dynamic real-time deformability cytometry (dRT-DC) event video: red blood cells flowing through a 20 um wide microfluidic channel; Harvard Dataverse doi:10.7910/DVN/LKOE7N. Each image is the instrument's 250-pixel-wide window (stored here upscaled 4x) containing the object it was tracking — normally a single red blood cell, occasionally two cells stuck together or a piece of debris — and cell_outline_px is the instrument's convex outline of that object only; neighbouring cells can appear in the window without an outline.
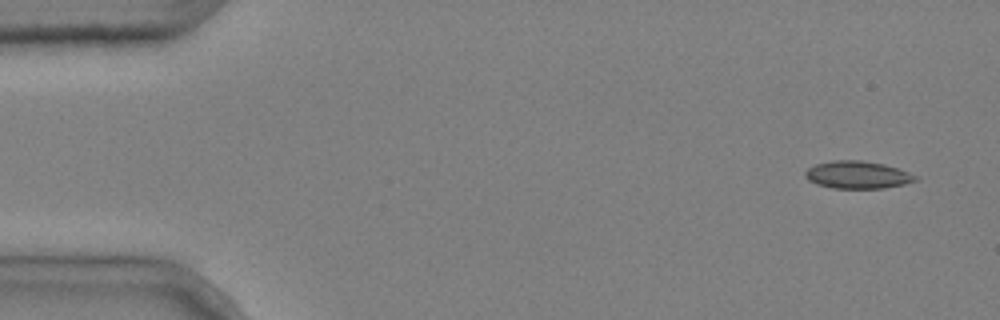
{"species": "common noctule bat (a hibernating species)", "species_latin": "Nyctalus noctula", "temperature_condition": "cold", "stored_images_in_passage": 5, "camera_frame_rate_fps": 3000, "um_per_image_px": 0.085, "animal": {"sex": "male", "body_mass_g": 20.4}, "frame": {"image": 1, "passage_image": 1, "time_ms": 0.0, "image_size_px": [1000, 320], "cell_outline_px": [[916, 180], [904, 184], [884, 188], [832, 188], [816, 184], [808, 180], [804, 176], [804, 172], [808, 168], [816, 164], [836, 160], [860, 160], [884, 164], [908, 172], [916, 176]], "centroid_in_image_um": [72.84, 14.86], "position_along_channel_um": 12.2, "area_um2": 17.51}}
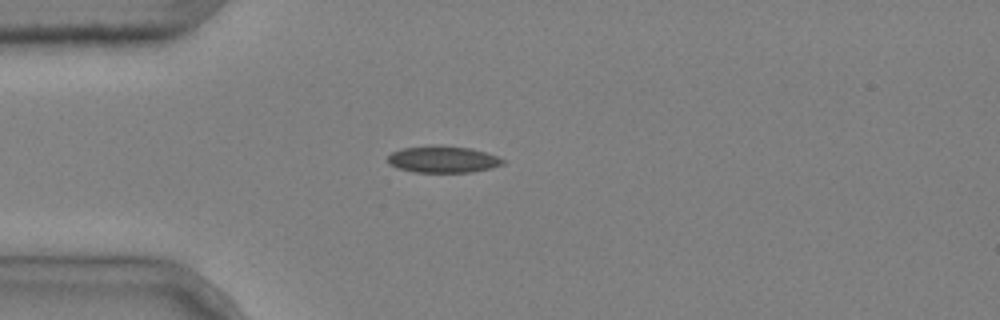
{"frame": {"image": 2, "passage_image": 4, "time_ms": 1.0, "image_size_px": [1000, 320], "cell_outline_px": [[504, 164], [492, 168], [472, 172], [412, 172], [396, 168], [388, 164], [388, 156], [392, 152], [404, 148], [432, 144], [440, 144], [472, 148], [496, 156], [504, 160]], "centroid_in_image_um": [37.62, 13.53], "position_along_channel_um": 47.4, "area_um2": 18.21}}